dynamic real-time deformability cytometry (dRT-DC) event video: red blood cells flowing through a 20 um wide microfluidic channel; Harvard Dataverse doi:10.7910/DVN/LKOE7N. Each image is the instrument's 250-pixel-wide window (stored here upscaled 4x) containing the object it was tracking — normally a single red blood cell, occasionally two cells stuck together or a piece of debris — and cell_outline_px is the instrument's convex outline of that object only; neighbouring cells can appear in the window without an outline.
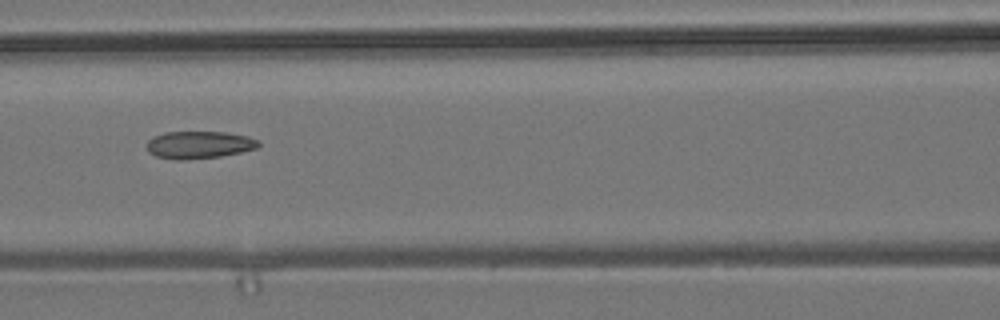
{"species": "common noctule bat (a hibernating species)", "species_latin": "Nyctalus noctula", "temperature_condition": "room temperature", "stored_images_in_passage": 7, "camera_frame_rate_fps": 3000, "um_per_image_px": 0.085, "animal": {"sex": "male", "body_mass_g": 19.2, "forearm_length_mm": 51.8}, "frame": {"image": 1, "passage_image": 6, "time_ms": 5.667, "image_size_px": [1000, 320], "cell_outline_px": [[260, 144], [256, 148], [240, 152], [220, 156], [184, 160], [176, 160], [156, 156], [148, 152], [148, 140], [152, 136], [164, 132], [224, 132], [248, 136], [260, 140]], "centroid_in_image_um": [16.91, 12.3], "position_along_channel_um": 149.7, "area_um2": 17.86}}